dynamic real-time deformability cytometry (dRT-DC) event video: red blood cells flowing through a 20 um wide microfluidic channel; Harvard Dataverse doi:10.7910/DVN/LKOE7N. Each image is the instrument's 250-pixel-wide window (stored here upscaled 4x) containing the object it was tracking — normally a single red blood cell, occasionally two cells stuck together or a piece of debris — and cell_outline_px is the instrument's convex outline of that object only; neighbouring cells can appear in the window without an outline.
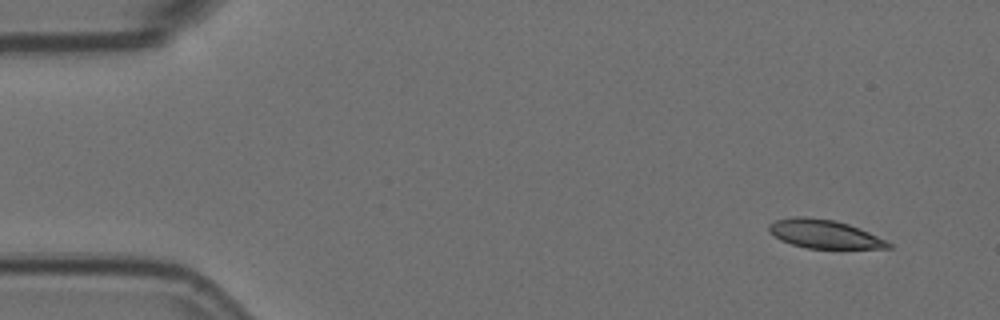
{"species": "Egyptian fruit bat (a non-hibernating species)", "species_latin": "Rousettus aegyptiacus", "temperature_condition": "room temperature", "stored_images_in_passage": 14, "camera_frame_rate_fps": 3000, "um_per_image_px": 0.085, "animal": {"sex": "female"}, "frame": {"image": 1, "passage_image": 1, "time_ms": 0.0, "image_size_px": [1000, 320], "cell_outline_px": [[892, 248], [808, 248], [792, 244], [780, 240], [768, 232], [768, 224], [776, 220], [792, 216], [804, 216], [832, 220], [848, 224], [868, 232], [892, 244]], "centroid_in_image_um": [69.99, 19.88], "position_along_channel_um": 15.0, "area_um2": 19.65}}
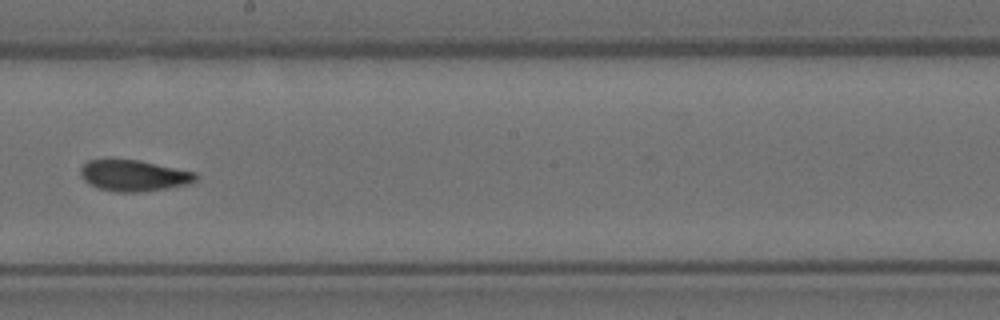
{"frame": {"image": 2, "passage_image": 8, "time_ms": 2.333, "image_size_px": [1000, 320], "cell_outline_px": [[200, 176], [192, 184], [140, 192], [116, 192], [96, 188], [88, 184], [80, 176], [80, 168], [88, 160], [140, 160], [196, 172]], "centroid_in_image_um": [11.4, 14.93], "position_along_channel_um": 236.8, "area_um2": 21.15}}
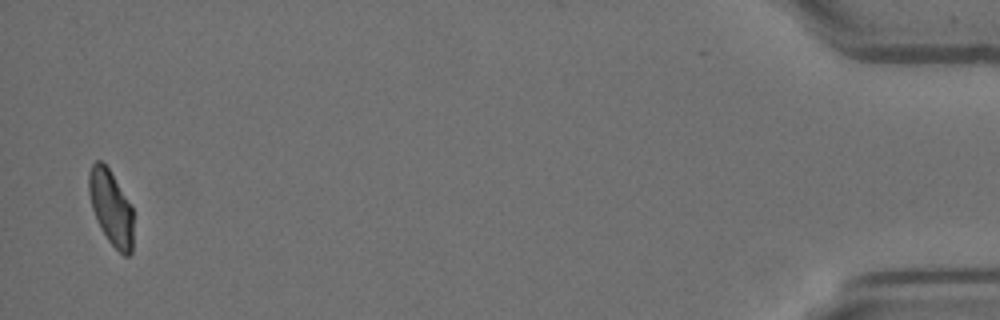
{"frame": {"image": 3, "passage_image": 14, "time_ms": 4.333, "image_size_px": [1000, 320], "cell_outline_px": [[132, 252], [128, 256], [124, 256], [108, 240], [100, 228], [92, 208], [88, 192], [88, 172], [92, 164], [96, 160], [100, 160], [108, 168], [132, 204]], "centroid_in_image_um": [9.42, 17.63], "position_along_channel_um": 425.8, "area_um2": 19.42}}